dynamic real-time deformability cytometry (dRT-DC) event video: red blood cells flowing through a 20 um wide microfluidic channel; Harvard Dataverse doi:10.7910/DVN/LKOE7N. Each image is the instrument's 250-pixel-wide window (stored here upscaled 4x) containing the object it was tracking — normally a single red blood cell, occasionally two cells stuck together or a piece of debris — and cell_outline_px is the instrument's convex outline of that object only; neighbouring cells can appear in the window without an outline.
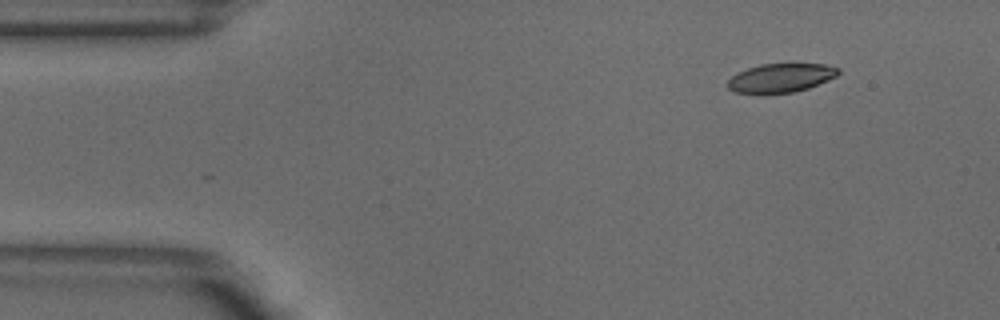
{"species": "common noctule bat (a hibernating species)", "species_latin": "Nyctalus noctula", "temperature_condition": "warm", "stored_images_in_passage": 32, "camera_frame_rate_fps": 3000, "um_per_image_px": 0.085, "animal": {"sex": "male", "body_mass_g": 18.8}, "frame": {"image": 1, "passage_image": 1, "time_ms": 0.0, "image_size_px": [1000, 320], "cell_outline_px": [[840, 72], [836, 76], [828, 80], [808, 88], [792, 92], [736, 92], [728, 88], [728, 80], [732, 76], [748, 68], [760, 64], [824, 64], [840, 68]], "centroid_in_image_um": [66.41, 6.6], "position_along_channel_um": 18.6, "area_um2": 18.09}}
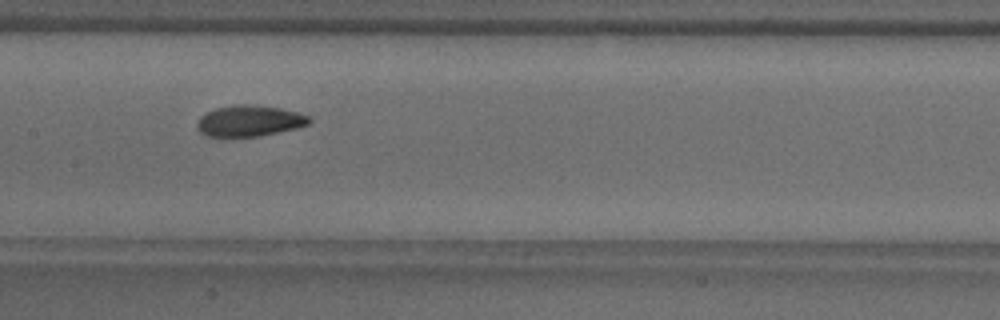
{"frame": {"image": 2, "passage_image": 20, "time_ms": 6.333, "image_size_px": [1000, 320], "cell_outline_px": [[312, 120], [308, 124], [296, 128], [260, 136], [204, 136], [196, 128], [196, 120], [200, 116], [216, 108], [236, 104], [252, 104], [280, 108], [296, 112], [308, 116]], "centroid_in_image_um": [21.16, 10.27], "position_along_channel_um": 186.2, "area_um2": 20.29}}
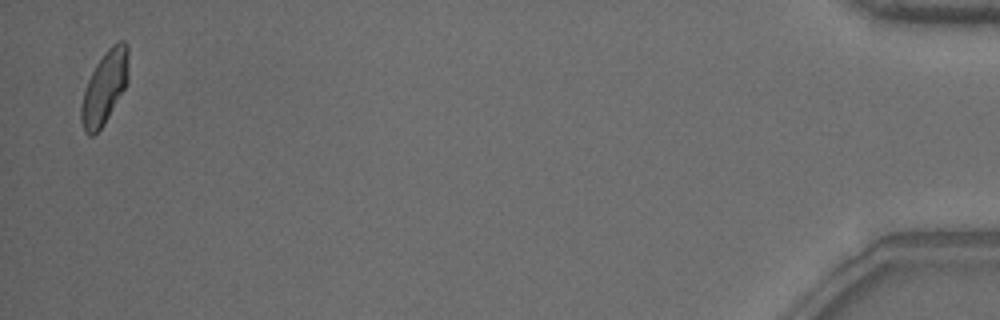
{"frame": {"image": 3, "passage_image": 32, "time_ms": 10.333, "image_size_px": [1000, 320], "cell_outline_px": [[128, 80], [124, 88], [104, 124], [92, 136], [88, 136], [84, 132], [80, 120], [80, 104], [88, 80], [96, 64], [104, 52], [112, 44], [120, 40], [124, 40], [128, 44]], "centroid_in_image_um": [8.88, 7.42], "position_along_channel_um": 426.3, "area_um2": 20.06}, "authors_computed_cell_mechanics": {"area_um2": 20.4612, "velocity_mm_per_s": 3.8685, "shape_relaxation_time_tau1_ms": 6.8797, "shape_relaxation_time_tau2_ms": 8.7267, "deformation_change_tau1": 0.1873, "deformation_change_tau2": 0.1594}}